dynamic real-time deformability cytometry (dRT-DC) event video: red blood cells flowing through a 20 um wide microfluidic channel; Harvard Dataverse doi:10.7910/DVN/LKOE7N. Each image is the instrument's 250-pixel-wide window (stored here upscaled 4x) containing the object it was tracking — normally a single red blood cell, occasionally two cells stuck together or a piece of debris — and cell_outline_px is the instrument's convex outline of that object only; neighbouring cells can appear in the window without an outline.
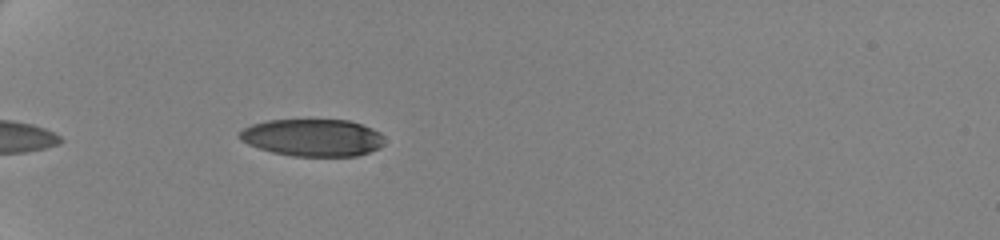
{"species": "human", "species_latin": "Homo sapiens", "temperature_condition": "cold", "stored_images_in_passage": 36, "camera_frame_rate_fps": 3000, "um_per_image_px": 0.085, "donor": {"sex": "female"}, "frame": {"image": 1, "passage_image": 1, "time_ms": 0.0, "image_size_px": [1000, 240], "cell_outline_px": [[384, 144], [380, 148], [356, 156], [292, 156], [272, 152], [248, 144], [240, 140], [240, 132], [244, 128], [252, 124], [268, 120], [348, 120], [372, 128], [380, 132], [384, 136]], "centroid_in_image_um": [26.61, 11.7], "position_along_channel_um": 58.4, "area_um2": 31.44}}
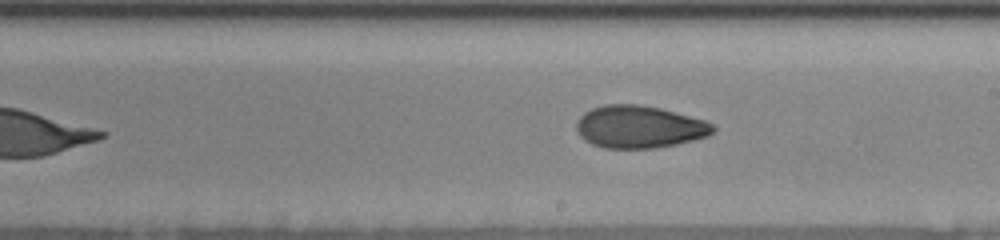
{"frame": {"image": 2, "passage_image": 18, "time_ms": 5.667, "image_size_px": [1000, 240], "cell_outline_px": [[716, 128], [708, 136], [676, 144], [656, 148], [604, 148], [592, 144], [584, 140], [576, 132], [576, 120], [584, 112], [592, 108], [604, 104], [640, 104], [660, 108], [676, 112], [704, 120], [712, 124]], "centroid_in_image_um": [54.3, 10.78], "position_along_channel_um": 234.7, "area_um2": 33.93}}
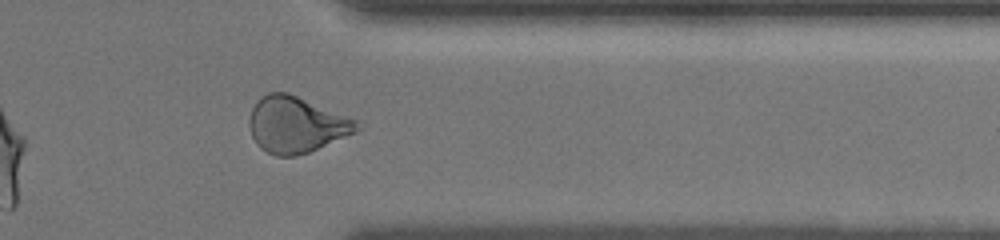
{"frame": {"image": 3, "passage_image": 31, "time_ms": 10.0, "image_size_px": [1000, 240], "cell_outline_px": [[360, 128], [356, 132], [308, 152], [296, 156], [276, 156], [260, 148], [256, 144], [252, 136], [248, 124], [248, 120], [252, 108], [268, 92], [288, 92], [356, 120]], "centroid_in_image_um": [25.15, 10.61], "position_along_channel_um": 386.3, "area_um2": 34.68}, "authors_computed_cell_mechanics": {"area_um2": 33.9286, "velocity_mm_per_s": 3.5165, "shape_relaxation_time_tau1_ms": 6.2012, "shape_relaxation_time_tau2_ms": 2.9163, "deformation_change_tau1": 0.175, "deformation_change_tau2": 0.0726}}